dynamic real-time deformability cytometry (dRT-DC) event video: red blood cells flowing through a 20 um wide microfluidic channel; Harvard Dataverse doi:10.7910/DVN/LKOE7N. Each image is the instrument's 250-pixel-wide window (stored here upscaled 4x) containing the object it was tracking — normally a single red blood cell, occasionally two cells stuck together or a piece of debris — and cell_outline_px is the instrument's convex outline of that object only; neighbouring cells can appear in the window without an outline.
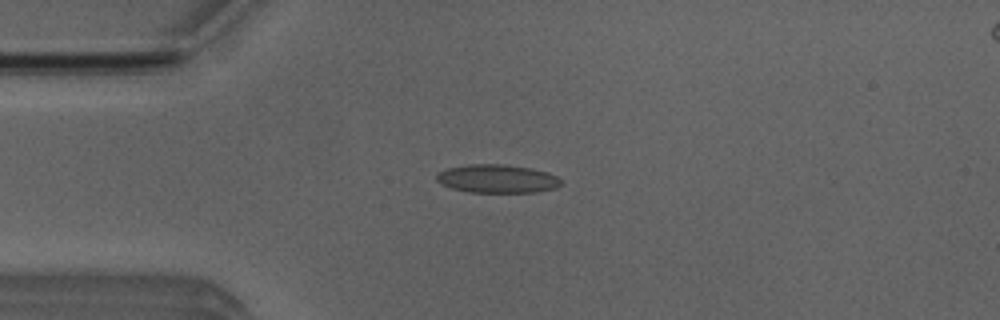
{"species": "Egyptian fruit bat (a non-hibernating species)", "species_latin": "Rousettus aegyptiacus", "temperature_condition": "room temperature", "stored_images_in_passage": 35, "camera_frame_rate_fps": 3000, "um_per_image_px": 0.085, "animal": {"sex": "male"}, "frame": {"image": 1, "passage_image": 2, "time_ms": 0.333, "image_size_px": [1000, 320], "cell_outline_px": [[560, 184], [556, 188], [536, 192], [468, 192], [452, 188], [440, 184], [436, 180], [436, 172], [448, 168], [468, 164], [504, 164], [528, 168], [548, 172], [556, 176], [560, 180]], "centroid_in_image_um": [42.21, 15.19], "position_along_channel_um": 42.8, "area_um2": 20.58}}
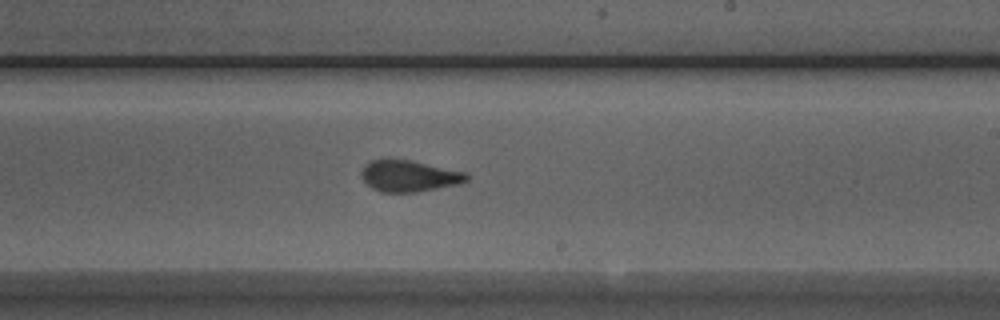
{"frame": {"image": 2, "passage_image": 20, "time_ms": 6.333, "image_size_px": [1000, 320], "cell_outline_px": [[468, 180], [460, 184], [416, 192], [380, 192], [372, 188], [364, 180], [360, 172], [368, 160], [388, 156], [412, 160], [468, 172]], "centroid_in_image_um": [34.75, 14.91], "position_along_channel_um": 254.2, "area_um2": 19.94}}
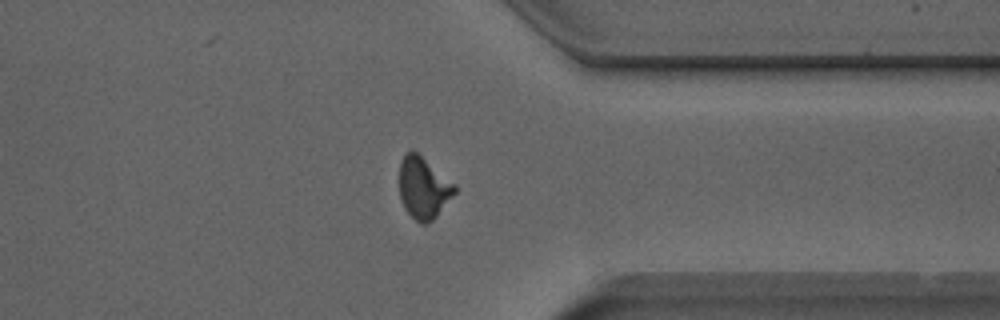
{"frame": {"image": 3, "passage_image": 30, "time_ms": 9.667, "image_size_px": [1000, 320], "cell_outline_px": [[456, 192], [436, 216], [428, 224], [420, 224], [404, 208], [400, 200], [400, 160], [404, 152], [412, 148], [456, 184]], "centroid_in_image_um": [35.98, 15.93], "position_along_channel_um": 375.4, "area_um2": 20.06}, "authors_computed_cell_mechanics": {"area_um2": 19.5942, "velocity_mm_per_s": 3.8288, "shape_relaxation_time_tau1_ms": 7.3506, "shape_relaxation_time_tau2_ms": 1.2352, "deformation_change_tau1": 0.167, "deformation_change_tau2": 0.07}}